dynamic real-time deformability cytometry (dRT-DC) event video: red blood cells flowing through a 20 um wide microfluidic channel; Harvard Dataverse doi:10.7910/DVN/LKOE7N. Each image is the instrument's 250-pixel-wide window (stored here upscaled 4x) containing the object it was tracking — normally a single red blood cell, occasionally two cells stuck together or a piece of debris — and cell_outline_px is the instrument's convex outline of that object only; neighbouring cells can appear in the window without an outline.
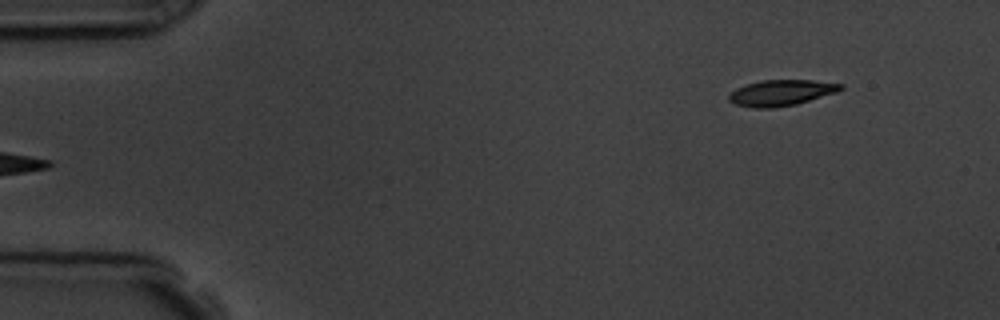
{"species": "common noctule bat (a hibernating species)", "species_latin": "Nyctalus noctula", "temperature_condition": "room temperature", "stored_images_in_passage": 6, "segment_of_instrument_passage": [2, 2], "camera_frame_rate_fps": 3000, "um_per_image_px": 0.085, "animal": {"sex": "male", "body_mass_g": 19.5, "forearm_length_mm": 54.6}, "frame": {"image": 1, "passage_image": 6, "time_ms": 6.0, "image_size_px": [1000, 320], "cell_outline_px": [[844, 88], [836, 92], [796, 104], [772, 108], [752, 108], [736, 104], [728, 100], [728, 92], [736, 88], [760, 80], [812, 80], [844, 84]], "centroid_in_image_um": [66.37, 7.88], "position_along_channel_um": 18.6, "area_um2": 16.88}}